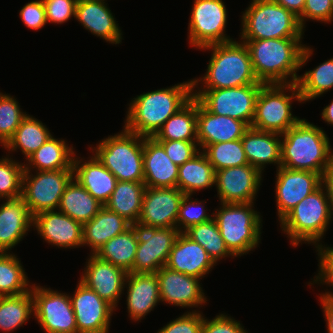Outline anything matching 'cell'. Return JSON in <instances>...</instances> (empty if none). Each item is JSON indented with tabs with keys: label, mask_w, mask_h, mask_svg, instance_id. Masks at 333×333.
<instances>
[{
	"label": "cell",
	"mask_w": 333,
	"mask_h": 333,
	"mask_svg": "<svg viewBox=\"0 0 333 333\" xmlns=\"http://www.w3.org/2000/svg\"><path fill=\"white\" fill-rule=\"evenodd\" d=\"M302 38L241 40L249 50L258 81L263 84L297 83V72L307 64L314 51L302 43Z\"/></svg>",
	"instance_id": "6da1fadb"
},
{
	"label": "cell",
	"mask_w": 333,
	"mask_h": 333,
	"mask_svg": "<svg viewBox=\"0 0 333 333\" xmlns=\"http://www.w3.org/2000/svg\"><path fill=\"white\" fill-rule=\"evenodd\" d=\"M192 86L190 79L137 95L128 104L124 128L143 137H154L166 120L193 98Z\"/></svg>",
	"instance_id": "7a4b0ae2"
},
{
	"label": "cell",
	"mask_w": 333,
	"mask_h": 333,
	"mask_svg": "<svg viewBox=\"0 0 333 333\" xmlns=\"http://www.w3.org/2000/svg\"><path fill=\"white\" fill-rule=\"evenodd\" d=\"M333 161V149L323 128L305 118L281 135V166L323 173Z\"/></svg>",
	"instance_id": "3957f363"
},
{
	"label": "cell",
	"mask_w": 333,
	"mask_h": 333,
	"mask_svg": "<svg viewBox=\"0 0 333 333\" xmlns=\"http://www.w3.org/2000/svg\"><path fill=\"white\" fill-rule=\"evenodd\" d=\"M201 49L212 53L205 74L192 80L193 89H223L263 84L256 78L249 50L240 40L212 44ZM199 84L203 85L199 87Z\"/></svg>",
	"instance_id": "277c9868"
},
{
	"label": "cell",
	"mask_w": 333,
	"mask_h": 333,
	"mask_svg": "<svg viewBox=\"0 0 333 333\" xmlns=\"http://www.w3.org/2000/svg\"><path fill=\"white\" fill-rule=\"evenodd\" d=\"M328 194L321 184L298 203L280 222L281 230L288 235L293 247L301 243L321 245L324 233L333 220Z\"/></svg>",
	"instance_id": "5b68a950"
},
{
	"label": "cell",
	"mask_w": 333,
	"mask_h": 333,
	"mask_svg": "<svg viewBox=\"0 0 333 333\" xmlns=\"http://www.w3.org/2000/svg\"><path fill=\"white\" fill-rule=\"evenodd\" d=\"M212 213L224 243L234 257L248 254L261 242V213L253 203H219Z\"/></svg>",
	"instance_id": "8992f818"
},
{
	"label": "cell",
	"mask_w": 333,
	"mask_h": 333,
	"mask_svg": "<svg viewBox=\"0 0 333 333\" xmlns=\"http://www.w3.org/2000/svg\"><path fill=\"white\" fill-rule=\"evenodd\" d=\"M241 21L240 40L304 36L298 17L274 0H251Z\"/></svg>",
	"instance_id": "52a82bcc"
},
{
	"label": "cell",
	"mask_w": 333,
	"mask_h": 333,
	"mask_svg": "<svg viewBox=\"0 0 333 333\" xmlns=\"http://www.w3.org/2000/svg\"><path fill=\"white\" fill-rule=\"evenodd\" d=\"M89 148L117 181L143 182V136L123 127L121 132Z\"/></svg>",
	"instance_id": "ba28073f"
},
{
	"label": "cell",
	"mask_w": 333,
	"mask_h": 333,
	"mask_svg": "<svg viewBox=\"0 0 333 333\" xmlns=\"http://www.w3.org/2000/svg\"><path fill=\"white\" fill-rule=\"evenodd\" d=\"M294 99L303 103L296 83L264 84L256 99L251 128L284 134L301 120L292 115Z\"/></svg>",
	"instance_id": "9c48e42d"
},
{
	"label": "cell",
	"mask_w": 333,
	"mask_h": 333,
	"mask_svg": "<svg viewBox=\"0 0 333 333\" xmlns=\"http://www.w3.org/2000/svg\"><path fill=\"white\" fill-rule=\"evenodd\" d=\"M263 85L251 84L223 89H193V97L210 113L241 120L251 127L256 99Z\"/></svg>",
	"instance_id": "30bf717a"
},
{
	"label": "cell",
	"mask_w": 333,
	"mask_h": 333,
	"mask_svg": "<svg viewBox=\"0 0 333 333\" xmlns=\"http://www.w3.org/2000/svg\"><path fill=\"white\" fill-rule=\"evenodd\" d=\"M33 173L24 171L22 185V198L31 215L34 217L44 211L57 210L66 186L74 178L73 169Z\"/></svg>",
	"instance_id": "8fae6325"
},
{
	"label": "cell",
	"mask_w": 333,
	"mask_h": 333,
	"mask_svg": "<svg viewBox=\"0 0 333 333\" xmlns=\"http://www.w3.org/2000/svg\"><path fill=\"white\" fill-rule=\"evenodd\" d=\"M227 7L222 0H194L188 24V43L196 49L233 41L226 34Z\"/></svg>",
	"instance_id": "7c38bea8"
},
{
	"label": "cell",
	"mask_w": 333,
	"mask_h": 333,
	"mask_svg": "<svg viewBox=\"0 0 333 333\" xmlns=\"http://www.w3.org/2000/svg\"><path fill=\"white\" fill-rule=\"evenodd\" d=\"M138 247L132 273H156L166 265L170 251L179 235L177 228H157L140 222L131 224Z\"/></svg>",
	"instance_id": "4fadbf2b"
},
{
	"label": "cell",
	"mask_w": 333,
	"mask_h": 333,
	"mask_svg": "<svg viewBox=\"0 0 333 333\" xmlns=\"http://www.w3.org/2000/svg\"><path fill=\"white\" fill-rule=\"evenodd\" d=\"M34 318L45 333H77L69 294L37 284L31 285Z\"/></svg>",
	"instance_id": "5bb4252c"
},
{
	"label": "cell",
	"mask_w": 333,
	"mask_h": 333,
	"mask_svg": "<svg viewBox=\"0 0 333 333\" xmlns=\"http://www.w3.org/2000/svg\"><path fill=\"white\" fill-rule=\"evenodd\" d=\"M77 333H109L111 316L116 311L80 280L70 295Z\"/></svg>",
	"instance_id": "9a60e30c"
},
{
	"label": "cell",
	"mask_w": 333,
	"mask_h": 333,
	"mask_svg": "<svg viewBox=\"0 0 333 333\" xmlns=\"http://www.w3.org/2000/svg\"><path fill=\"white\" fill-rule=\"evenodd\" d=\"M262 173L250 164L215 171L220 203H253L262 182Z\"/></svg>",
	"instance_id": "2e32d148"
},
{
	"label": "cell",
	"mask_w": 333,
	"mask_h": 333,
	"mask_svg": "<svg viewBox=\"0 0 333 333\" xmlns=\"http://www.w3.org/2000/svg\"><path fill=\"white\" fill-rule=\"evenodd\" d=\"M275 199L279 222L306 196L322 184V176L306 170L280 166L276 170Z\"/></svg>",
	"instance_id": "e0dca14e"
},
{
	"label": "cell",
	"mask_w": 333,
	"mask_h": 333,
	"mask_svg": "<svg viewBox=\"0 0 333 333\" xmlns=\"http://www.w3.org/2000/svg\"><path fill=\"white\" fill-rule=\"evenodd\" d=\"M156 275L161 302L180 308H198L206 305L208 300L201 287L202 279L174 271L166 266L160 268Z\"/></svg>",
	"instance_id": "ac0fdd59"
},
{
	"label": "cell",
	"mask_w": 333,
	"mask_h": 333,
	"mask_svg": "<svg viewBox=\"0 0 333 333\" xmlns=\"http://www.w3.org/2000/svg\"><path fill=\"white\" fill-rule=\"evenodd\" d=\"M184 196L178 187H146L138 222L157 228H176L178 210Z\"/></svg>",
	"instance_id": "d6986e66"
},
{
	"label": "cell",
	"mask_w": 333,
	"mask_h": 333,
	"mask_svg": "<svg viewBox=\"0 0 333 333\" xmlns=\"http://www.w3.org/2000/svg\"><path fill=\"white\" fill-rule=\"evenodd\" d=\"M83 272L80 281L116 310L124 292L127 273L94 254L89 255Z\"/></svg>",
	"instance_id": "ffe728a7"
},
{
	"label": "cell",
	"mask_w": 333,
	"mask_h": 333,
	"mask_svg": "<svg viewBox=\"0 0 333 333\" xmlns=\"http://www.w3.org/2000/svg\"><path fill=\"white\" fill-rule=\"evenodd\" d=\"M33 228L49 245L63 249L83 247V224L59 210L44 211L35 215Z\"/></svg>",
	"instance_id": "44dd1931"
},
{
	"label": "cell",
	"mask_w": 333,
	"mask_h": 333,
	"mask_svg": "<svg viewBox=\"0 0 333 333\" xmlns=\"http://www.w3.org/2000/svg\"><path fill=\"white\" fill-rule=\"evenodd\" d=\"M105 0H78L75 19L91 34L110 44H121L122 30Z\"/></svg>",
	"instance_id": "7402d4cb"
},
{
	"label": "cell",
	"mask_w": 333,
	"mask_h": 333,
	"mask_svg": "<svg viewBox=\"0 0 333 333\" xmlns=\"http://www.w3.org/2000/svg\"><path fill=\"white\" fill-rule=\"evenodd\" d=\"M125 288H127L126 305L130 320L141 322L159 302L161 303L156 273H127Z\"/></svg>",
	"instance_id": "603a6c76"
},
{
	"label": "cell",
	"mask_w": 333,
	"mask_h": 333,
	"mask_svg": "<svg viewBox=\"0 0 333 333\" xmlns=\"http://www.w3.org/2000/svg\"><path fill=\"white\" fill-rule=\"evenodd\" d=\"M165 266L188 276L202 279L216 264L200 244L193 241L184 232H180Z\"/></svg>",
	"instance_id": "cb8c5ba5"
},
{
	"label": "cell",
	"mask_w": 333,
	"mask_h": 333,
	"mask_svg": "<svg viewBox=\"0 0 333 333\" xmlns=\"http://www.w3.org/2000/svg\"><path fill=\"white\" fill-rule=\"evenodd\" d=\"M250 127L241 120L215 115L197 101V142L202 151L207 145L241 139Z\"/></svg>",
	"instance_id": "d4e9b609"
},
{
	"label": "cell",
	"mask_w": 333,
	"mask_h": 333,
	"mask_svg": "<svg viewBox=\"0 0 333 333\" xmlns=\"http://www.w3.org/2000/svg\"><path fill=\"white\" fill-rule=\"evenodd\" d=\"M32 226L33 216L22 197L3 200L0 204V251L10 253Z\"/></svg>",
	"instance_id": "484cf974"
},
{
	"label": "cell",
	"mask_w": 333,
	"mask_h": 333,
	"mask_svg": "<svg viewBox=\"0 0 333 333\" xmlns=\"http://www.w3.org/2000/svg\"><path fill=\"white\" fill-rule=\"evenodd\" d=\"M143 171L146 187H177L178 166L154 137H143Z\"/></svg>",
	"instance_id": "4316f807"
},
{
	"label": "cell",
	"mask_w": 333,
	"mask_h": 333,
	"mask_svg": "<svg viewBox=\"0 0 333 333\" xmlns=\"http://www.w3.org/2000/svg\"><path fill=\"white\" fill-rule=\"evenodd\" d=\"M73 160L74 178L101 204L105 205L115 189L117 178L92 153L89 160Z\"/></svg>",
	"instance_id": "83f0119b"
},
{
	"label": "cell",
	"mask_w": 333,
	"mask_h": 333,
	"mask_svg": "<svg viewBox=\"0 0 333 333\" xmlns=\"http://www.w3.org/2000/svg\"><path fill=\"white\" fill-rule=\"evenodd\" d=\"M241 141L248 163L262 174L266 165L281 166V134L250 127Z\"/></svg>",
	"instance_id": "f1b7e54d"
},
{
	"label": "cell",
	"mask_w": 333,
	"mask_h": 333,
	"mask_svg": "<svg viewBox=\"0 0 333 333\" xmlns=\"http://www.w3.org/2000/svg\"><path fill=\"white\" fill-rule=\"evenodd\" d=\"M130 227L129 221L103 206L89 222L83 224V246L91 248L90 254H95L107 241Z\"/></svg>",
	"instance_id": "f546056e"
},
{
	"label": "cell",
	"mask_w": 333,
	"mask_h": 333,
	"mask_svg": "<svg viewBox=\"0 0 333 333\" xmlns=\"http://www.w3.org/2000/svg\"><path fill=\"white\" fill-rule=\"evenodd\" d=\"M53 135L36 150L24 163V171H55L60 169H73V160L76 154L72 144ZM28 163V164H27ZM34 169V170H33Z\"/></svg>",
	"instance_id": "4dcf8cb0"
},
{
	"label": "cell",
	"mask_w": 333,
	"mask_h": 333,
	"mask_svg": "<svg viewBox=\"0 0 333 333\" xmlns=\"http://www.w3.org/2000/svg\"><path fill=\"white\" fill-rule=\"evenodd\" d=\"M75 178L66 186L58 209L75 221L89 222L103 207Z\"/></svg>",
	"instance_id": "1f68e13d"
},
{
	"label": "cell",
	"mask_w": 333,
	"mask_h": 333,
	"mask_svg": "<svg viewBox=\"0 0 333 333\" xmlns=\"http://www.w3.org/2000/svg\"><path fill=\"white\" fill-rule=\"evenodd\" d=\"M214 184L215 170L202 151L178 167L177 187L185 195L196 194Z\"/></svg>",
	"instance_id": "d6a6232c"
},
{
	"label": "cell",
	"mask_w": 333,
	"mask_h": 333,
	"mask_svg": "<svg viewBox=\"0 0 333 333\" xmlns=\"http://www.w3.org/2000/svg\"><path fill=\"white\" fill-rule=\"evenodd\" d=\"M146 186L144 182L117 181L110 199L104 205L131 224L139 220Z\"/></svg>",
	"instance_id": "836d02e7"
},
{
	"label": "cell",
	"mask_w": 333,
	"mask_h": 333,
	"mask_svg": "<svg viewBox=\"0 0 333 333\" xmlns=\"http://www.w3.org/2000/svg\"><path fill=\"white\" fill-rule=\"evenodd\" d=\"M52 135L44 123L27 114L14 135L2 148L9 151L8 153L19 149L27 160Z\"/></svg>",
	"instance_id": "e575fe53"
},
{
	"label": "cell",
	"mask_w": 333,
	"mask_h": 333,
	"mask_svg": "<svg viewBox=\"0 0 333 333\" xmlns=\"http://www.w3.org/2000/svg\"><path fill=\"white\" fill-rule=\"evenodd\" d=\"M138 241L132 227L116 235L101 246L94 254L99 259L109 262L130 273L136 257Z\"/></svg>",
	"instance_id": "d590c367"
},
{
	"label": "cell",
	"mask_w": 333,
	"mask_h": 333,
	"mask_svg": "<svg viewBox=\"0 0 333 333\" xmlns=\"http://www.w3.org/2000/svg\"><path fill=\"white\" fill-rule=\"evenodd\" d=\"M197 100L193 97L169 117L156 133V140L197 141Z\"/></svg>",
	"instance_id": "8d00e7d4"
},
{
	"label": "cell",
	"mask_w": 333,
	"mask_h": 333,
	"mask_svg": "<svg viewBox=\"0 0 333 333\" xmlns=\"http://www.w3.org/2000/svg\"><path fill=\"white\" fill-rule=\"evenodd\" d=\"M34 317V298L31 290L14 296L0 297V330L14 332Z\"/></svg>",
	"instance_id": "74e56055"
},
{
	"label": "cell",
	"mask_w": 333,
	"mask_h": 333,
	"mask_svg": "<svg viewBox=\"0 0 333 333\" xmlns=\"http://www.w3.org/2000/svg\"><path fill=\"white\" fill-rule=\"evenodd\" d=\"M17 257L11 252L0 254V297L20 295L31 289L32 284Z\"/></svg>",
	"instance_id": "f35d334b"
},
{
	"label": "cell",
	"mask_w": 333,
	"mask_h": 333,
	"mask_svg": "<svg viewBox=\"0 0 333 333\" xmlns=\"http://www.w3.org/2000/svg\"><path fill=\"white\" fill-rule=\"evenodd\" d=\"M302 102L312 101L333 89V58L305 71L297 80Z\"/></svg>",
	"instance_id": "ab89813d"
},
{
	"label": "cell",
	"mask_w": 333,
	"mask_h": 333,
	"mask_svg": "<svg viewBox=\"0 0 333 333\" xmlns=\"http://www.w3.org/2000/svg\"><path fill=\"white\" fill-rule=\"evenodd\" d=\"M193 241L200 244L215 264L222 258H234L224 243L214 218L191 226L184 232Z\"/></svg>",
	"instance_id": "60d3db41"
},
{
	"label": "cell",
	"mask_w": 333,
	"mask_h": 333,
	"mask_svg": "<svg viewBox=\"0 0 333 333\" xmlns=\"http://www.w3.org/2000/svg\"><path fill=\"white\" fill-rule=\"evenodd\" d=\"M202 152L215 171L249 164L241 139L207 145Z\"/></svg>",
	"instance_id": "b9f144b4"
},
{
	"label": "cell",
	"mask_w": 333,
	"mask_h": 333,
	"mask_svg": "<svg viewBox=\"0 0 333 333\" xmlns=\"http://www.w3.org/2000/svg\"><path fill=\"white\" fill-rule=\"evenodd\" d=\"M10 154L0 158V199L22 197L24 163L11 158ZM0 200V201H1Z\"/></svg>",
	"instance_id": "7bdbcfd3"
},
{
	"label": "cell",
	"mask_w": 333,
	"mask_h": 333,
	"mask_svg": "<svg viewBox=\"0 0 333 333\" xmlns=\"http://www.w3.org/2000/svg\"><path fill=\"white\" fill-rule=\"evenodd\" d=\"M14 96L0 92V145L14 135L27 112H23Z\"/></svg>",
	"instance_id": "ee69618b"
},
{
	"label": "cell",
	"mask_w": 333,
	"mask_h": 333,
	"mask_svg": "<svg viewBox=\"0 0 333 333\" xmlns=\"http://www.w3.org/2000/svg\"><path fill=\"white\" fill-rule=\"evenodd\" d=\"M205 201L193 200L192 195H185L178 210L176 228L179 232H185L191 226L201 224L213 218V214L207 213Z\"/></svg>",
	"instance_id": "f6af8a7d"
},
{
	"label": "cell",
	"mask_w": 333,
	"mask_h": 333,
	"mask_svg": "<svg viewBox=\"0 0 333 333\" xmlns=\"http://www.w3.org/2000/svg\"><path fill=\"white\" fill-rule=\"evenodd\" d=\"M203 313L197 309L187 311L173 321L165 324L157 333H201Z\"/></svg>",
	"instance_id": "bcb514c9"
},
{
	"label": "cell",
	"mask_w": 333,
	"mask_h": 333,
	"mask_svg": "<svg viewBox=\"0 0 333 333\" xmlns=\"http://www.w3.org/2000/svg\"><path fill=\"white\" fill-rule=\"evenodd\" d=\"M165 149L167 156L178 167L193 158L201 150L197 141L157 140Z\"/></svg>",
	"instance_id": "7dc6e473"
},
{
	"label": "cell",
	"mask_w": 333,
	"mask_h": 333,
	"mask_svg": "<svg viewBox=\"0 0 333 333\" xmlns=\"http://www.w3.org/2000/svg\"><path fill=\"white\" fill-rule=\"evenodd\" d=\"M305 30L307 20L331 23L333 21V3L331 0H306L302 15L298 18Z\"/></svg>",
	"instance_id": "c3c4849f"
},
{
	"label": "cell",
	"mask_w": 333,
	"mask_h": 333,
	"mask_svg": "<svg viewBox=\"0 0 333 333\" xmlns=\"http://www.w3.org/2000/svg\"><path fill=\"white\" fill-rule=\"evenodd\" d=\"M78 0H43L47 23L63 24L75 17Z\"/></svg>",
	"instance_id": "681fc988"
},
{
	"label": "cell",
	"mask_w": 333,
	"mask_h": 333,
	"mask_svg": "<svg viewBox=\"0 0 333 333\" xmlns=\"http://www.w3.org/2000/svg\"><path fill=\"white\" fill-rule=\"evenodd\" d=\"M318 255V273L314 275V280L309 282V286L315 284H326L332 286L333 290V247L318 245L315 247Z\"/></svg>",
	"instance_id": "f907efd6"
},
{
	"label": "cell",
	"mask_w": 333,
	"mask_h": 333,
	"mask_svg": "<svg viewBox=\"0 0 333 333\" xmlns=\"http://www.w3.org/2000/svg\"><path fill=\"white\" fill-rule=\"evenodd\" d=\"M241 324L226 313H219L212 319L203 316L201 333H248Z\"/></svg>",
	"instance_id": "816d5d0a"
},
{
	"label": "cell",
	"mask_w": 333,
	"mask_h": 333,
	"mask_svg": "<svg viewBox=\"0 0 333 333\" xmlns=\"http://www.w3.org/2000/svg\"><path fill=\"white\" fill-rule=\"evenodd\" d=\"M19 16L27 28L36 31L42 29L47 23L43 0L26 3L19 11Z\"/></svg>",
	"instance_id": "f5cc1de1"
},
{
	"label": "cell",
	"mask_w": 333,
	"mask_h": 333,
	"mask_svg": "<svg viewBox=\"0 0 333 333\" xmlns=\"http://www.w3.org/2000/svg\"><path fill=\"white\" fill-rule=\"evenodd\" d=\"M319 300L324 312L327 332L333 333V292L326 290L320 293Z\"/></svg>",
	"instance_id": "db71d44e"
},
{
	"label": "cell",
	"mask_w": 333,
	"mask_h": 333,
	"mask_svg": "<svg viewBox=\"0 0 333 333\" xmlns=\"http://www.w3.org/2000/svg\"><path fill=\"white\" fill-rule=\"evenodd\" d=\"M322 184L325 187L330 203V209L333 215V161L322 176Z\"/></svg>",
	"instance_id": "11a10c76"
},
{
	"label": "cell",
	"mask_w": 333,
	"mask_h": 333,
	"mask_svg": "<svg viewBox=\"0 0 333 333\" xmlns=\"http://www.w3.org/2000/svg\"><path fill=\"white\" fill-rule=\"evenodd\" d=\"M278 5L289 10L296 17H300L303 13L306 0H274Z\"/></svg>",
	"instance_id": "9f6ffc18"
},
{
	"label": "cell",
	"mask_w": 333,
	"mask_h": 333,
	"mask_svg": "<svg viewBox=\"0 0 333 333\" xmlns=\"http://www.w3.org/2000/svg\"><path fill=\"white\" fill-rule=\"evenodd\" d=\"M321 119L324 120L325 123L327 122L328 125L333 126V100L322 110Z\"/></svg>",
	"instance_id": "6f0895ef"
}]
</instances>
